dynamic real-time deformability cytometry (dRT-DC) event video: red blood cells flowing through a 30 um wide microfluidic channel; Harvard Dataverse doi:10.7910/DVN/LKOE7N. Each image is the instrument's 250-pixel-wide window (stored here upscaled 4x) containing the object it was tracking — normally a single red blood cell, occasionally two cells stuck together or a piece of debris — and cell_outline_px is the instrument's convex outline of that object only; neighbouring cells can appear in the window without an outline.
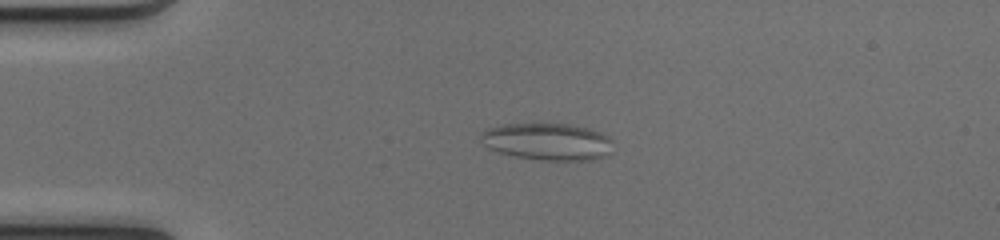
{"species": "common noctule bat (a hibernating species)", "species_latin": "Nyctalus noctula", "temperature_condition": "cold", "stored_images_in_passage": 54, "camera_frame_rate_fps": 3000, "um_per_image_px": 0.085, "animal": {"sex": "female", "body_mass_g": 17.0, "forearm_length_mm": 48.0}, "frame": {"image": 1, "passage_image": 13, "time_ms": 4.0, "image_size_px": [1000, 240], "cell_outline_px": [[612, 140], [604, 156], [592, 160], [540, 160], [516, 156], [500, 152], [488, 148], [484, 144], [480, 136], [488, 128], [500, 124], [572, 124], [588, 128], [600, 132], [608, 136]], "centroid_in_image_um": [46.51, 12.03], "position_along_channel_um": 38.5, "area_um2": 28.21}}
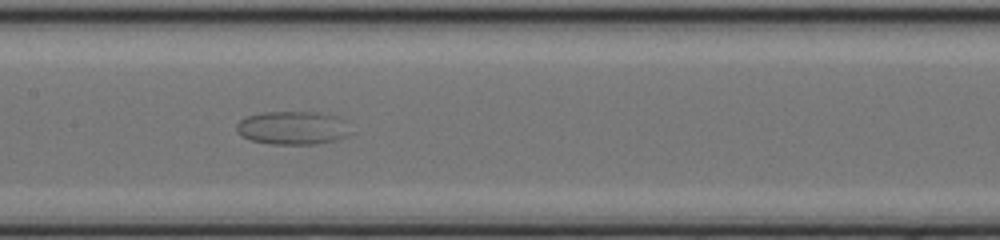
{"frame": {"image": 2, "passage_image": 27, "time_ms": 8.667, "image_size_px": [1000, 240], "cell_outline_px": [[352, 132], [348, 136], [336, 140], [316, 144], [272, 144], [252, 140], [240, 136], [236, 132], [236, 124], [244, 116], [264, 112], [320, 112], [336, 116], [344, 120]], "centroid_in_image_um": [24.87, 10.87], "position_along_channel_um": 182.5, "area_um2": 22.48}}
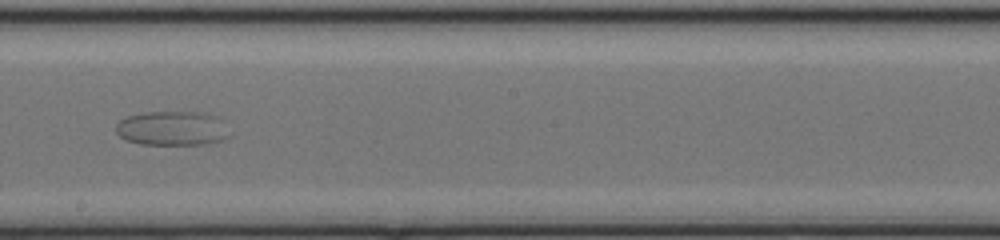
{"frame": {"image": 3, "passage_image": 31, "time_ms": 10.0, "image_size_px": [1000, 240], "cell_outline_px": [[228, 136], [220, 140], [208, 144], [140, 144], [128, 140], [120, 136], [116, 132], [116, 124], [120, 120], [128, 116], [144, 112], [208, 112], [220, 116], [224, 120]], "centroid_in_image_um": [14.67, 10.89], "position_along_channel_um": 233.5, "area_um2": 22.89}}